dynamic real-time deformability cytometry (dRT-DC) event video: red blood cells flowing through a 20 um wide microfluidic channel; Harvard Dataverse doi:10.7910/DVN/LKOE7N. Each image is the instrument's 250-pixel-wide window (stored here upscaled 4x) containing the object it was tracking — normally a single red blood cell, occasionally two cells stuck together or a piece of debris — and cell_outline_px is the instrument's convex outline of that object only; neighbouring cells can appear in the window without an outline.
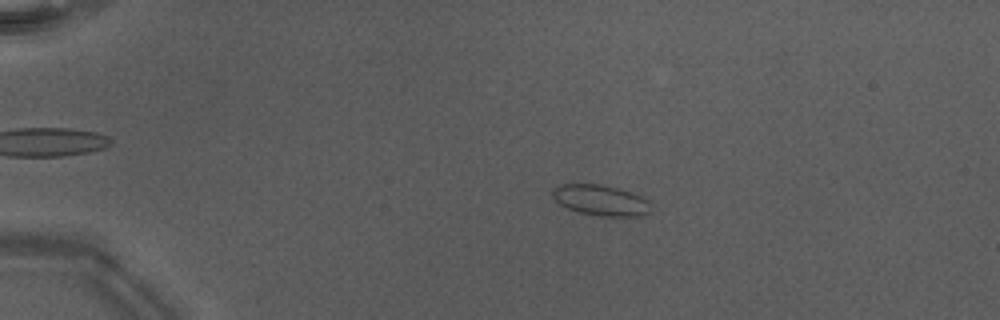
{"species": "Egyptian fruit bat (a non-hibernating species)", "species_latin": "Rousettus aegyptiacus", "temperature_condition": "warm", "stored_images_in_passage": 46, "camera_frame_rate_fps": 3000, "um_per_image_px": 0.085, "animal": {"sex": "male"}, "frame": {"image": 1, "passage_image": 6, "time_ms": 1.667, "image_size_px": [1000, 320], "cell_outline_px": [[648, 212], [636, 216], [600, 216], [580, 212], [568, 208], [560, 204], [552, 196], [552, 188], [560, 184], [600, 184], [632, 192], [648, 200]], "centroid_in_image_um": [51.0, 17.0], "position_along_channel_um": 34.0, "area_um2": 17.28}}
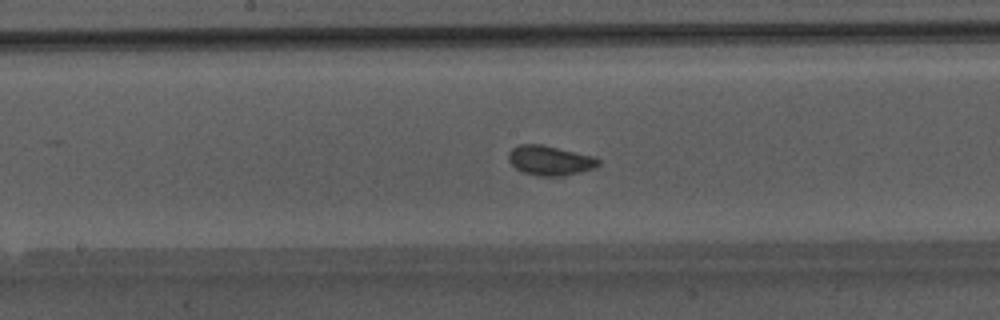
{"frame": {"image": 2, "passage_image": 23, "time_ms": 7.333, "image_size_px": [1000, 320], "cell_outline_px": [[600, 164], [596, 168], [580, 172], [560, 176], [536, 176], [524, 172], [516, 168], [508, 160], [508, 152], [512, 148], [520, 144], [540, 144], [592, 156], [600, 160]], "centroid_in_image_um": [46.73, 13.64], "position_along_channel_um": 201.5, "area_um2": 15.43}}
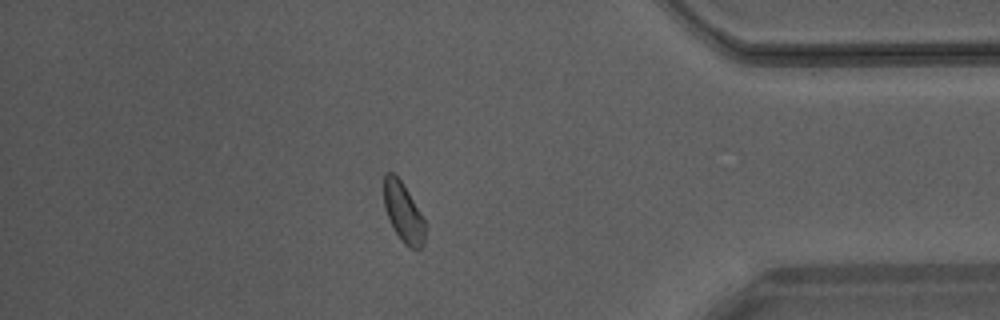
{"frame": {"image": 3, "passage_image": 39, "time_ms": 12.667, "image_size_px": [1000, 320], "cell_outline_px": [[428, 224], [424, 244], [420, 248], [412, 248], [404, 244], [400, 240], [388, 220], [384, 208], [384, 176], [388, 172], [392, 172], [400, 180], [408, 192]], "centroid_in_image_um": [34.31, 18.11], "position_along_channel_um": 400.9, "area_um2": 14.57}, "authors_computed_cell_mechanics": {"area_um2": 15.0858, "velocity_mm_per_s": 4.2343, "shape_relaxation_time_tau1_ms": 5.1359, "shape_relaxation_time_tau2_ms": 0.8044, "deformation_change_tau1": 0.0485, "deformation_change_tau2": 0.0476}}